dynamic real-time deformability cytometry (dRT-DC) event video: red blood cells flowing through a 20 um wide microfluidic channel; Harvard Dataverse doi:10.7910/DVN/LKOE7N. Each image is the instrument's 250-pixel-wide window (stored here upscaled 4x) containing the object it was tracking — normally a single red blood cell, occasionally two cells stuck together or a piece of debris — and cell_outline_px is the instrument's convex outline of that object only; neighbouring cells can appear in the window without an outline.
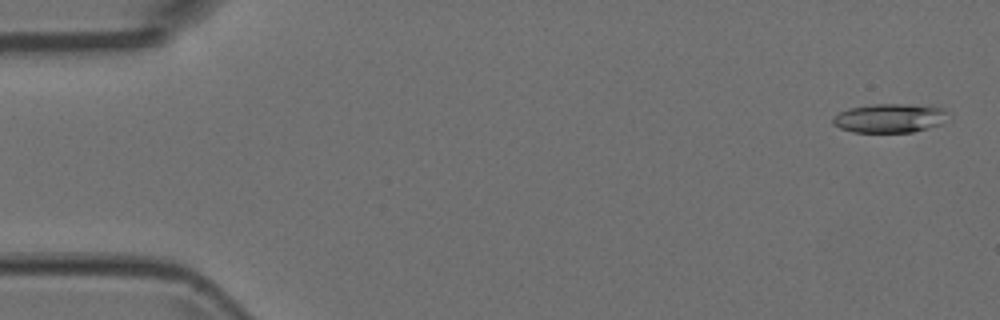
{"species": "Egyptian fruit bat (a non-hibernating species)", "species_latin": "Rousettus aegyptiacus", "temperature_condition": "room temperature", "stored_images_in_passage": 9, "camera_frame_rate_fps": 3000, "um_per_image_px": 0.085, "animal": {"sex": "female"}, "frame": {"image": 1, "passage_image": 1, "time_ms": 0.0, "image_size_px": [1000, 320], "cell_outline_px": [[944, 112], [940, 124], [928, 128], [912, 132], [852, 132], [840, 128], [832, 124], [832, 116], [848, 108], [872, 104], [904, 104], [944, 108]], "centroid_in_image_um": [75.5, 10.05], "position_along_channel_um": 9.5, "area_um2": 19.13}}
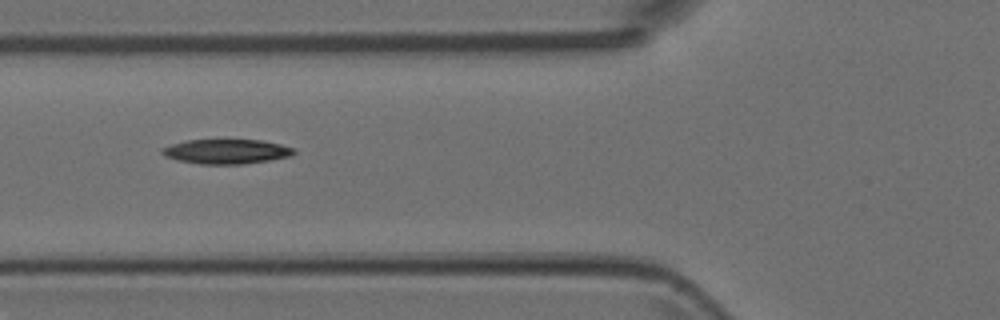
{"frame": {"image": 2, "passage_image": 6, "time_ms": 1.667, "image_size_px": [1000, 320], "cell_outline_px": [[296, 152], [292, 156], [244, 164], [200, 164], [180, 160], [164, 156], [160, 152], [160, 148], [172, 144], [188, 140], [260, 140], [280, 144], [296, 148]], "centroid_in_image_um": [19.26, 12.88], "position_along_channel_um": 106.5, "area_um2": 18.9}}
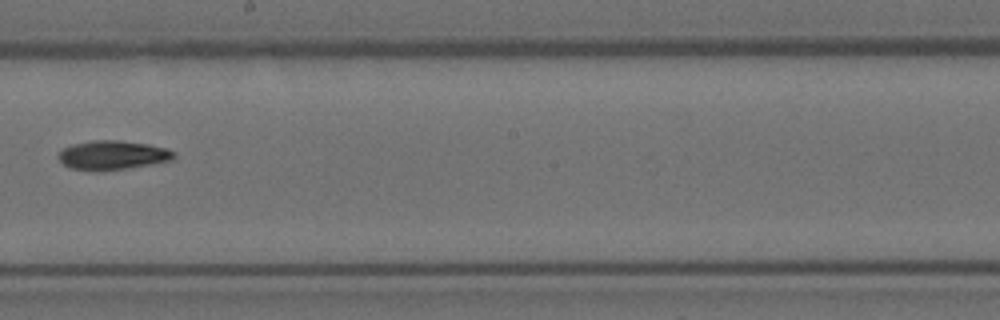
{"frame": {"image": 3, "passage_image": 9, "time_ms": 2.667, "image_size_px": [1000, 320], "cell_outline_px": [[176, 156], [172, 160], [124, 168], [96, 172], [72, 168], [64, 164], [56, 156], [64, 148], [72, 144], [92, 140], [120, 140], [148, 144], [168, 148], [176, 152]], "centroid_in_image_um": [9.57, 13.18], "position_along_channel_um": 238.6, "area_um2": 19.59}}